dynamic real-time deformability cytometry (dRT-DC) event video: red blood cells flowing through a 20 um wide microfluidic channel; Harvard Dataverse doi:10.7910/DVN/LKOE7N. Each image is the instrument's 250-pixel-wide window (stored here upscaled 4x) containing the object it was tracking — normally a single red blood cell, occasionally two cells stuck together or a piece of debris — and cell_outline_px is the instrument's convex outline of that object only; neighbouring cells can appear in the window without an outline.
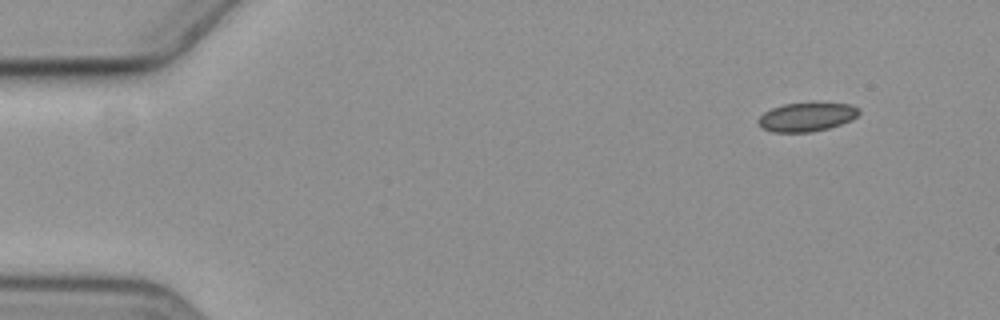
{"species": "common noctule bat (a hibernating species)", "species_latin": "Nyctalus noctula", "temperature_condition": "cold", "stored_images_in_passage": 4, "camera_frame_rate_fps": 3000, "um_per_image_px": 0.085, "animal": {"sex": "female", "body_mass_g": 19.3, "forearm_length_mm": 54.1}, "frame": {"image": 1, "passage_image": 1, "time_ms": 0.0, "image_size_px": [1000, 320], "cell_outline_px": [[860, 112], [852, 120], [828, 128], [812, 132], [772, 132], [760, 128], [756, 120], [764, 112], [772, 108], [784, 104], [812, 100], [816, 100], [852, 104], [860, 108]], "centroid_in_image_um": [68.59, 9.89], "position_along_channel_um": 16.4, "area_um2": 17.8}}
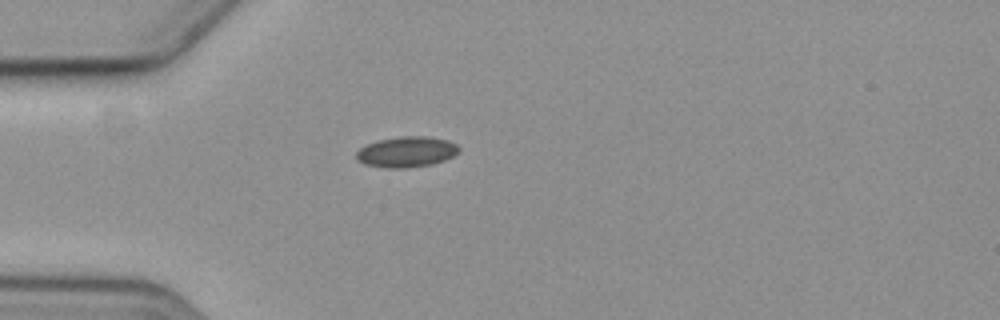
{"frame": {"image": 2, "passage_image": 4, "time_ms": 3.667, "image_size_px": [1000, 320], "cell_outline_px": [[460, 152], [444, 160], [432, 164], [404, 168], [388, 168], [364, 164], [356, 160], [356, 152], [360, 148], [376, 140], [400, 136], [428, 136], [448, 140], [456, 144], [460, 148]], "centroid_in_image_um": [34.55, 12.9], "position_along_channel_um": 50.4, "area_um2": 18.44}}